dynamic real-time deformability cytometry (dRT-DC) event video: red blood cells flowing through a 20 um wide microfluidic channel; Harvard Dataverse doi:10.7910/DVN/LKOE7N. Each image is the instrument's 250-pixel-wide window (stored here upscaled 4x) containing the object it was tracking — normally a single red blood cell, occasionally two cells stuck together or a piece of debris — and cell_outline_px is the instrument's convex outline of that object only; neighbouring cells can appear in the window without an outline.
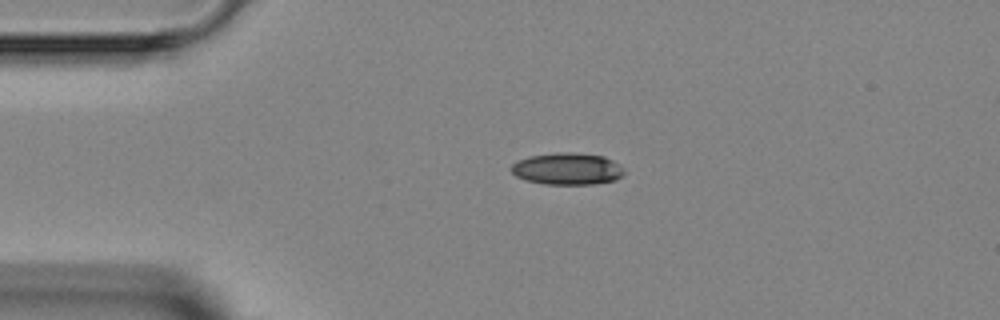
{"species": "Egyptian fruit bat (a non-hibernating species)", "species_latin": "Rousettus aegyptiacus", "temperature_condition": "room temperature", "stored_images_in_passage": 3, "camera_frame_rate_fps": 3000, "um_per_image_px": 0.085, "animal": {"sex": "female"}, "frame": {"image": 1, "passage_image": 2, "time_ms": 1.333, "image_size_px": [1000, 320], "cell_outline_px": [[624, 176], [616, 180], [592, 184], [544, 184], [524, 180], [516, 176], [512, 172], [512, 164], [528, 156], [556, 152], [572, 152], [604, 156], [620, 164], [624, 172]], "centroid_in_image_um": [48.24, 14.35], "position_along_channel_um": 36.8, "area_um2": 21.1}}